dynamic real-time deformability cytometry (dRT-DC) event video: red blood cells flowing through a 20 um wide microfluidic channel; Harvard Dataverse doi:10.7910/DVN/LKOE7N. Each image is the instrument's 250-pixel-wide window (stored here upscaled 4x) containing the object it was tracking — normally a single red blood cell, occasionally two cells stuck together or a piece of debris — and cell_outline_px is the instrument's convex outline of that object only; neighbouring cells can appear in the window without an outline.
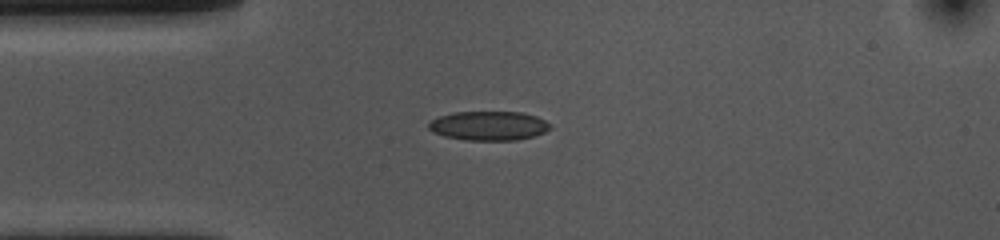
{"species": "common noctule bat (a hibernating species)", "species_latin": "Nyctalus noctula", "temperature_condition": "cold", "stored_images_in_passage": 42, "camera_frame_rate_fps": 3000, "um_per_image_px": 0.085, "animal": {"sex": "female", "body_mass_g": 10.0, "forearm_length_mm": 53.1}, "frame": {"image": 1, "passage_image": 1, "time_ms": 0.0, "image_size_px": [1000, 240], "cell_outline_px": [[552, 128], [544, 132], [532, 136], [516, 140], [464, 140], [444, 136], [432, 132], [428, 128], [428, 124], [432, 120], [440, 116], [452, 112], [520, 112], [536, 116], [552, 124]], "centroid_in_image_um": [41.54, 10.69], "position_along_channel_um": 43.5, "area_um2": 20.69}}
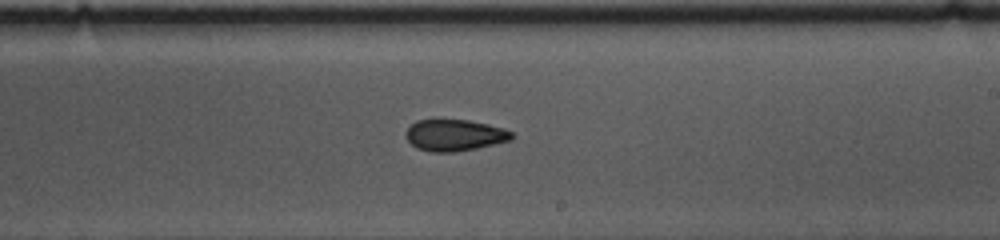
{"frame": {"image": 2, "passage_image": 19, "time_ms": 6.0, "image_size_px": [1000, 240], "cell_outline_px": [[516, 136], [512, 140], [476, 148], [456, 152], [432, 152], [416, 148], [404, 136], [404, 132], [416, 120], [440, 116], [468, 120], [488, 124], [504, 128], [512, 132]], "centroid_in_image_um": [38.61, 11.44], "position_along_channel_um": 250.4, "area_um2": 20.29}}
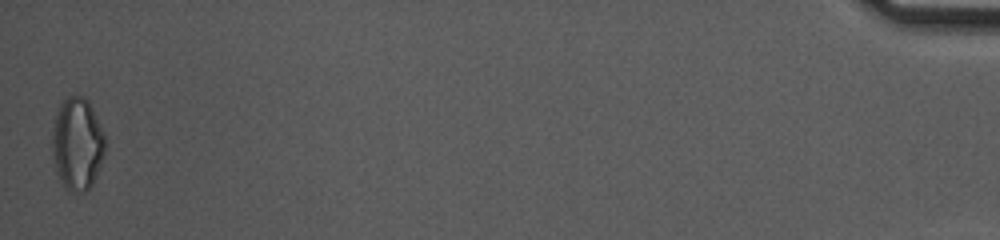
{"frame": {"image": 3, "passage_image": 42, "time_ms": 13.667, "image_size_px": [1000, 240], "cell_outline_px": [[104, 152], [96, 176], [92, 184], [84, 192], [72, 192], [64, 184], [56, 172], [52, 148], [52, 132], [56, 112], [60, 104], [68, 96], [84, 96], [88, 100], [104, 132]], "centroid_in_image_um": [6.56, 12.2], "position_along_channel_um": 428.6, "area_um2": 28.21}, "authors_computed_cell_mechanics": {"area_um2": 20.23, "velocity_mm_per_s": 3.6459, "shape_relaxation_time_tau1_ms": 7.0351, "shape_relaxation_time_tau2_ms": 3.7671, "deformation_change_tau1": 0.1216, "deformation_change_tau2": 0.1047}}